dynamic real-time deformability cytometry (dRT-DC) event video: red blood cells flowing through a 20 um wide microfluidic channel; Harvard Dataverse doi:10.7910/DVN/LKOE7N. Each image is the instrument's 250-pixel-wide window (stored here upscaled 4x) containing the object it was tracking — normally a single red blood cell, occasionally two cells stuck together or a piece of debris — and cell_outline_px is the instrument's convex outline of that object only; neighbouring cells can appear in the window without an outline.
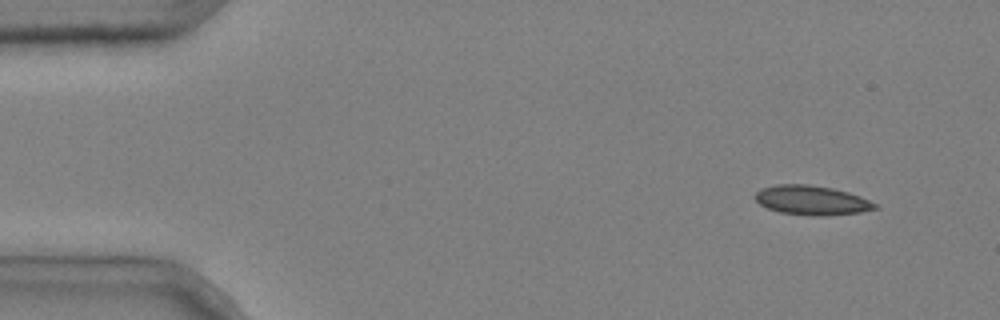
{"species": "common noctule bat (a hibernating species)", "species_latin": "Nyctalus noctula", "temperature_condition": "cold", "stored_images_in_passage": 5, "camera_frame_rate_fps": 3000, "um_per_image_px": 0.085, "animal": {"sex": "male", "body_mass_g": 20.4}, "frame": {"image": 1, "passage_image": 1, "time_ms": 0.0, "image_size_px": [1000, 320], "cell_outline_px": [[880, 208], [860, 212], [824, 216], [812, 216], [780, 212], [768, 208], [760, 204], [756, 200], [756, 192], [760, 188], [776, 184], [808, 184], [832, 188], [848, 192], [860, 196], [876, 204]], "centroid_in_image_um": [69.0, 17.02], "position_along_channel_um": 16.0, "area_um2": 20.52}}